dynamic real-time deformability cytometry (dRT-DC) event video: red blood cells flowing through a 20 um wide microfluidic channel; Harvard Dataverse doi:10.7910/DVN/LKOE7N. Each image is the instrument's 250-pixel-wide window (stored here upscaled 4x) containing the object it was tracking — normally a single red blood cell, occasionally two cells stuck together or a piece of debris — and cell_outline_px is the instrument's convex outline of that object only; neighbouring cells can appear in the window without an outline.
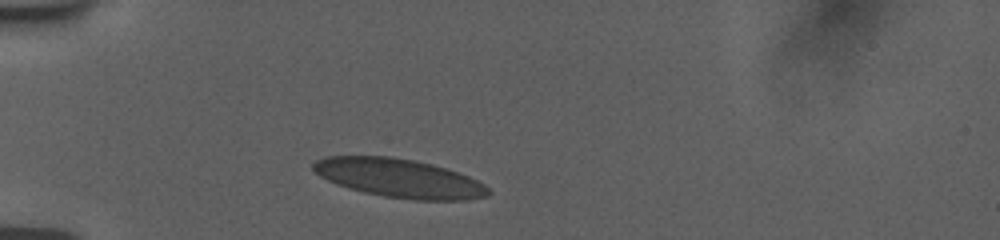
{"species": "human", "species_latin": "Homo sapiens", "temperature_condition": "room temperature", "stored_images_in_passage": 35, "camera_frame_rate_fps": 3000, "um_per_image_px": 0.085, "donor": {"sex": "female"}, "frame": {"image": 1, "passage_image": 1, "time_ms": 0.0, "image_size_px": [1000, 240], "cell_outline_px": [[492, 192], [488, 196], [468, 200], [412, 200], [384, 196], [364, 192], [348, 188], [336, 184], [312, 172], [312, 164], [316, 160], [324, 156], [392, 156], [432, 164], [468, 176], [484, 184]], "centroid_in_image_um": [33.9, 15.14], "position_along_channel_um": 51.1, "area_um2": 39.59}}
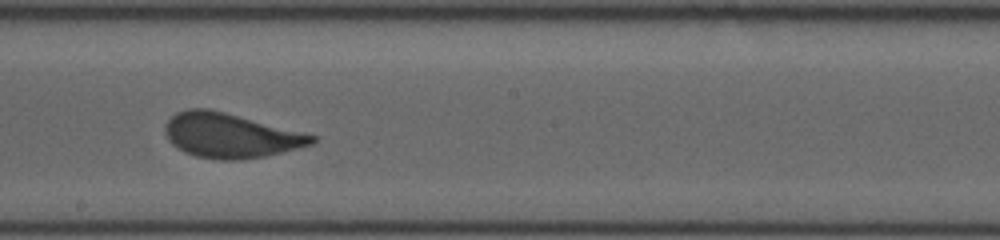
{"frame": {"image": 2, "passage_image": 17, "time_ms": 5.333, "image_size_px": [1000, 240], "cell_outline_px": [[316, 140], [312, 144], [264, 156], [240, 160], [220, 160], [196, 156], [184, 152], [176, 148], [168, 140], [164, 132], [164, 124], [176, 112], [188, 108], [208, 108], [224, 112], [316, 136]], "centroid_in_image_um": [19.49, 11.52], "position_along_channel_um": 228.7, "area_um2": 37.8}}
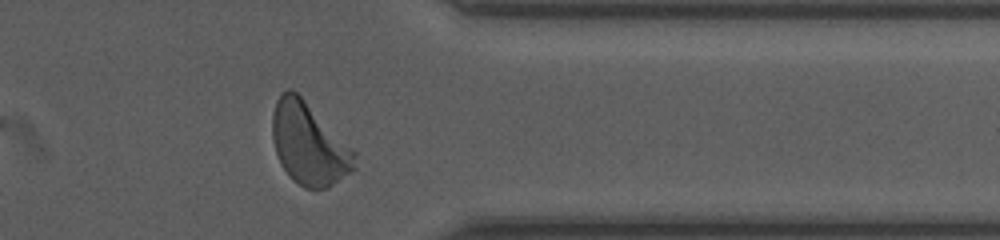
{"frame": {"image": 3, "passage_image": 30, "time_ms": 9.667, "image_size_px": [1000, 240], "cell_outline_px": [[356, 168], [352, 172], [328, 188], [304, 188], [292, 180], [284, 168], [276, 152], [272, 136], [272, 112], [276, 100], [280, 92], [288, 88], [292, 88], [356, 152]], "centroid_in_image_um": [26.25, 12.24], "position_along_channel_um": 385.1, "area_um2": 39.07}, "authors_computed_cell_mechanics": {"area_um2": 38.0902, "velocity_mm_per_s": 3.7481, "shape_relaxation_time_tau1_ms": 3.3903, "shape_relaxation_time_tau2_ms": null, "deformation_change_tau1": 0.1279, "deformation_change_tau2": null}}